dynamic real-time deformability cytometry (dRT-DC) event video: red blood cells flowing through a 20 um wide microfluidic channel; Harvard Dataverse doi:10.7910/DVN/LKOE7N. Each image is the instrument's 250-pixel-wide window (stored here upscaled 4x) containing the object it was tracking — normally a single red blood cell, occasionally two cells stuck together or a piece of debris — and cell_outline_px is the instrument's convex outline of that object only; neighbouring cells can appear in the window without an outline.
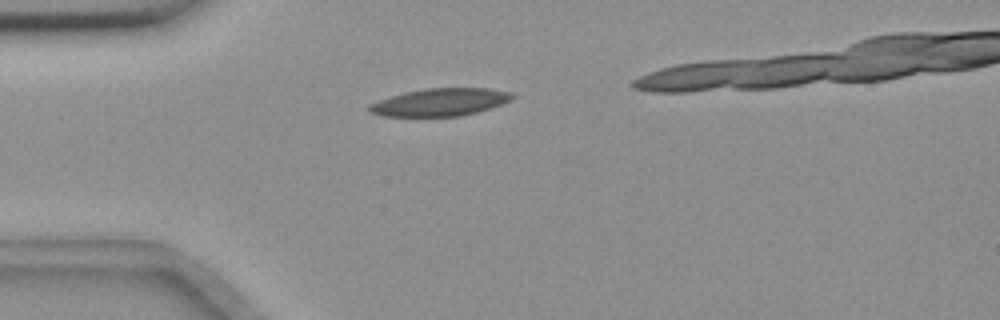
{"species": "common noctule bat (a hibernating species)", "species_latin": "Nyctalus noctula", "temperature_condition": "room temperature", "stored_images_in_passage": 2, "camera_frame_rate_fps": 3000, "um_per_image_px": 0.085, "animal": {"sex": "female", "body_mass_g": 18.4}, "frame": {"image": 1, "passage_image": 2, "time_ms": 1.333, "image_size_px": [1000, 320], "cell_outline_px": [[516, 96], [500, 104], [476, 112], [460, 116], [380, 116], [368, 112], [368, 104], [404, 92], [424, 88], [488, 88], [512, 92]], "centroid_in_image_um": [37.37, 8.68], "position_along_channel_um": 47.6, "area_um2": 22.89}}